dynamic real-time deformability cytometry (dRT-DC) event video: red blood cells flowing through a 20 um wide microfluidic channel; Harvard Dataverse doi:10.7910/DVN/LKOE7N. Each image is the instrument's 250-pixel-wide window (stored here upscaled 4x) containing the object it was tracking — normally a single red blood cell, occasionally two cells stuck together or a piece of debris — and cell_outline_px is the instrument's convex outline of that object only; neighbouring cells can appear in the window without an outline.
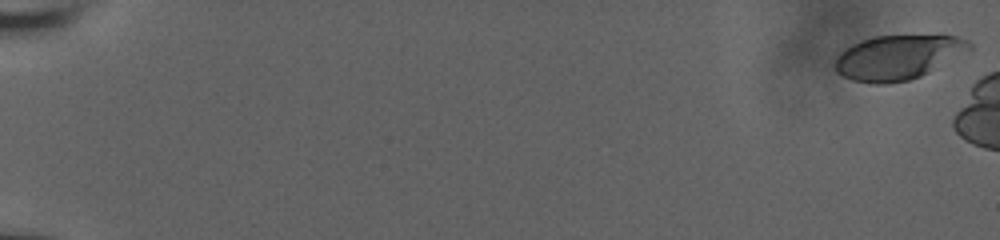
{"species": "human", "species_latin": "Homo sapiens", "temperature_condition": "room temperature", "stored_images_in_passage": 8, "camera_frame_rate_fps": 3000, "um_per_image_px": 0.085, "donor": {"sex": "male"}, "frame": {"image": 1, "passage_image": 1, "time_ms": 0.0, "image_size_px": [1000, 240], "cell_outline_px": [[972, 48], [928, 72], [920, 76], [908, 80], [884, 84], [876, 84], [852, 80], [836, 72], [836, 56], [840, 52], [852, 44], [860, 40], [876, 36], [956, 36], [968, 40], [972, 44]], "centroid_in_image_um": [76.29, 4.87], "position_along_channel_um": 8.7, "area_um2": 34.33}}